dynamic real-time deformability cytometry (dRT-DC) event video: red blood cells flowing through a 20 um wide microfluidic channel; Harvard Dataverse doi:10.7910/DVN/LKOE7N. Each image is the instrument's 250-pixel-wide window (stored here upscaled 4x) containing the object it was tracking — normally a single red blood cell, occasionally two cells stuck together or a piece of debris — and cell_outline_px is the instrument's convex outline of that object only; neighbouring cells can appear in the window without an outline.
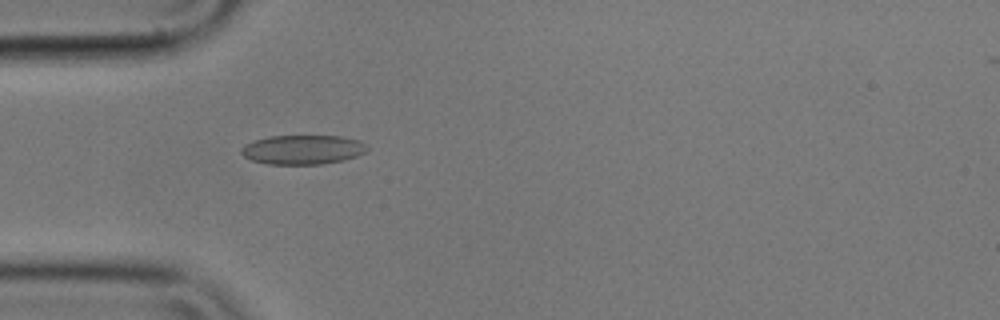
{"species": "common noctule bat (a hibernating species)", "species_latin": "Nyctalus noctula", "temperature_condition": "cold", "stored_images_in_passage": 4, "camera_frame_rate_fps": 3000, "um_per_image_px": 0.085, "animal": {"sex": "male", "body_mass_g": 17.9}, "frame": {"image": 1, "passage_image": 4, "time_ms": 1.0, "image_size_px": [1000, 320], "cell_outline_px": [[368, 152], [344, 160], [324, 164], [268, 164], [252, 160], [244, 156], [240, 152], [240, 148], [244, 144], [252, 140], [268, 136], [340, 136], [360, 140], [368, 144]], "centroid_in_image_um": [25.75, 12.71], "position_along_channel_um": 59.2, "area_um2": 21.85}}